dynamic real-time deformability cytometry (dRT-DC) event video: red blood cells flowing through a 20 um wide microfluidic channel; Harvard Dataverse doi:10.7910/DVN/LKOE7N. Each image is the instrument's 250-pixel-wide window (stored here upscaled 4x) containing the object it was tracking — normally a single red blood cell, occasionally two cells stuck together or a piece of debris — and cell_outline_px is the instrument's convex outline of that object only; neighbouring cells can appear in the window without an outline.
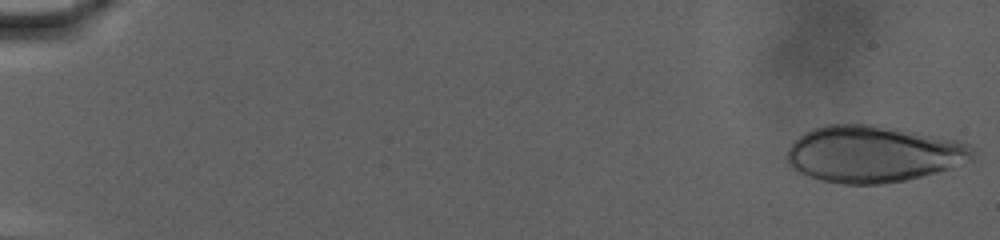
{"species": "human", "species_latin": "Homo sapiens", "temperature_condition": "warm", "stored_images_in_passage": 29, "camera_frame_rate_fps": 3000, "um_per_image_px": 0.085, "donor": {"sex": "male"}, "frame": {"image": 1, "passage_image": 1, "time_ms": 0.0, "image_size_px": [1000, 240], "cell_outline_px": [[976, 156], [972, 160], [952, 168], [904, 180], [880, 184], [844, 184], [820, 180], [796, 172], [788, 164], [784, 156], [788, 148], [804, 132], [812, 128], [824, 124], [876, 124], [900, 128], [956, 140], [968, 144], [976, 152]], "centroid_in_image_um": [74.2, 13.08], "position_along_channel_um": 10.8, "area_um2": 61.9}}
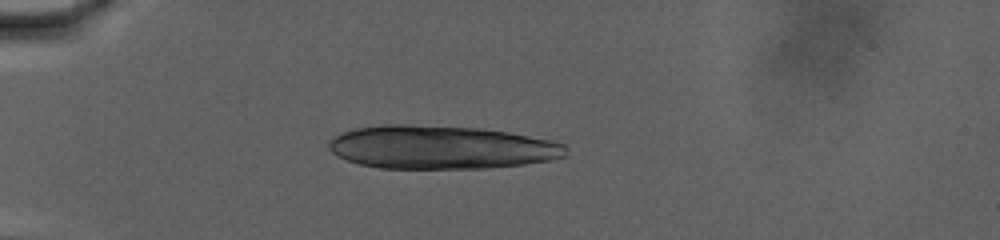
{"frame": {"image": 2, "passage_image": 21, "time_ms": 6.667, "image_size_px": [1000, 240], "cell_outline_px": [[568, 156], [552, 160], [524, 164], [488, 168], [380, 168], [360, 164], [336, 156], [328, 148], [328, 144], [332, 136], [356, 128], [384, 124], [404, 124], [480, 128], [508, 132], [548, 140], [564, 144], [568, 148]], "centroid_in_image_um": [37.49, 12.52], "position_along_channel_um": 47.5, "area_um2": 60.05}}